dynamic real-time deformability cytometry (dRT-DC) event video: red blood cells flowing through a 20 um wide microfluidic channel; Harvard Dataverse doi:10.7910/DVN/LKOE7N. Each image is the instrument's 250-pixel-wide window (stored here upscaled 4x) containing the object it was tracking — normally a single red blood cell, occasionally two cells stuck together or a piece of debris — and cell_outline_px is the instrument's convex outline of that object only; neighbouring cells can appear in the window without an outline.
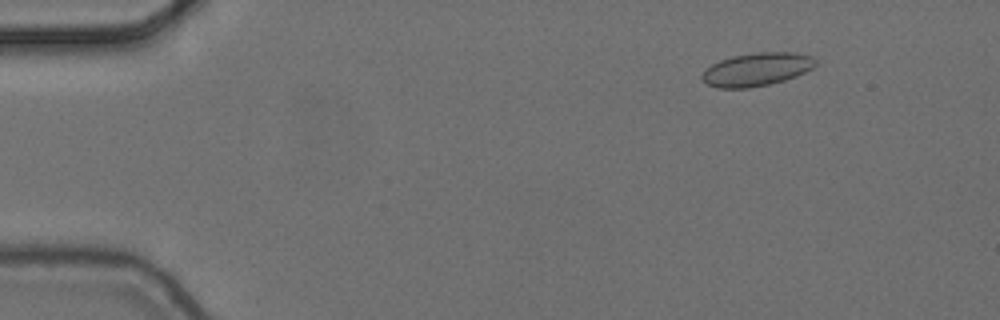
{"species": "common noctule bat (a hibernating species)", "species_latin": "Nyctalus noctula", "temperature_condition": "cold", "stored_images_in_passage": 5, "camera_frame_rate_fps": 3000, "um_per_image_px": 0.085, "animal": {"sex": "female", "body_mass_g": 24.6, "forearm_length_mm": 56.2}, "frame": {"image": 1, "passage_image": 2, "time_ms": 0.333, "image_size_px": [1000, 320], "cell_outline_px": [[816, 64], [812, 68], [796, 76], [784, 80], [768, 84], [748, 88], [716, 88], [700, 80], [700, 76], [704, 68], [720, 60], [732, 56], [760, 52], [796, 52], [812, 56], [816, 60]], "centroid_in_image_um": [64.28, 5.9], "position_along_channel_um": 20.7, "area_um2": 22.08}}
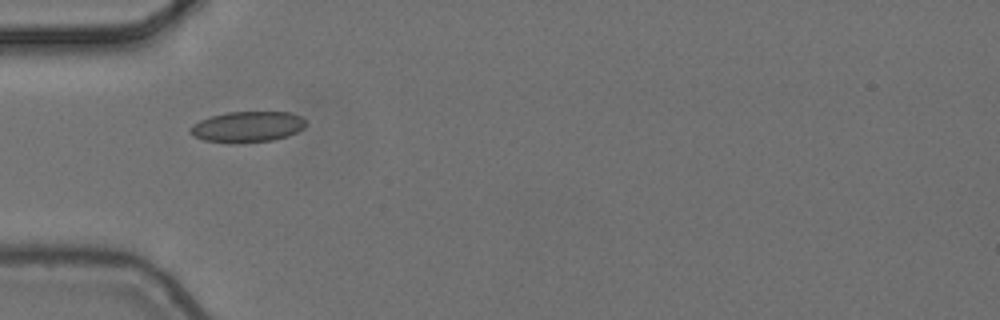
{"frame": {"image": 2, "passage_image": 5, "time_ms": 1.333, "image_size_px": [1000, 320], "cell_outline_px": [[308, 124], [304, 128], [288, 136], [272, 140], [236, 144], [228, 144], [204, 140], [192, 136], [188, 132], [188, 128], [192, 124], [200, 120], [212, 116], [228, 112], [288, 112], [300, 116], [308, 120]], "centroid_in_image_um": [21.01, 10.79], "position_along_channel_um": 64.0, "area_um2": 21.21}}